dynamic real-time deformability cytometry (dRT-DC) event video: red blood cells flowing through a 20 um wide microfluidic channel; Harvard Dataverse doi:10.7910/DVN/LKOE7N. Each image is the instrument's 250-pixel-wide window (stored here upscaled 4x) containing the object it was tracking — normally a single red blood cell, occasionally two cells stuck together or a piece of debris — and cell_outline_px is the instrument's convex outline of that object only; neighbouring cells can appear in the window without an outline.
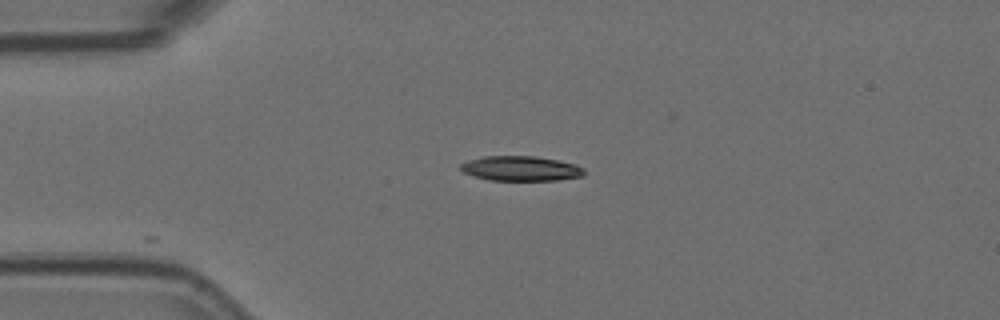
{"species": "Egyptian fruit bat (a non-hibernating species)", "species_latin": "Rousettus aegyptiacus", "temperature_condition": "room temperature", "stored_images_in_passage": 2, "camera_frame_rate_fps": 3000, "um_per_image_px": 0.085, "animal": {"sex": "female"}, "frame": {"image": 1, "passage_image": 1, "time_ms": 0.0, "image_size_px": [1000, 320], "cell_outline_px": [[584, 176], [556, 180], [488, 180], [472, 176], [464, 172], [460, 168], [460, 164], [468, 160], [484, 156], [536, 156], [576, 164], [584, 168]], "centroid_in_image_um": [44.26, 14.32], "position_along_channel_um": 40.7, "area_um2": 17.92}}